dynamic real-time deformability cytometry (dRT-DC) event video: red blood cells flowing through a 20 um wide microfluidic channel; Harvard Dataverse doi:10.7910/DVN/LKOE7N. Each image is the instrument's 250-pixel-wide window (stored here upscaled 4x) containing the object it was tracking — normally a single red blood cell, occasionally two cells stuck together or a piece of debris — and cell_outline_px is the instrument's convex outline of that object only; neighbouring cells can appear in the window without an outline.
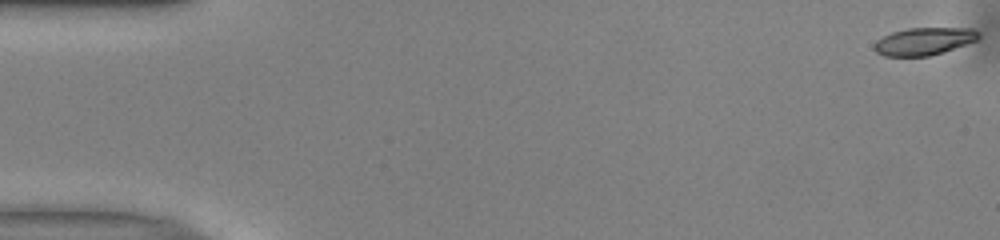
{"species": "common noctule bat (a hibernating species)", "species_latin": "Nyctalus noctula", "temperature_condition": "warm", "stored_images_in_passage": 42, "camera_frame_rate_fps": 3000, "um_per_image_px": 0.085, "animal": {"sex": "male", "body_mass_g": 13.0, "forearm_length_mm": 53.1}, "frame": {"image": 1, "passage_image": 1, "time_ms": 0.0, "image_size_px": [1000, 240], "cell_outline_px": [[980, 36], [976, 40], [944, 52], [928, 56], [884, 56], [876, 52], [872, 48], [876, 40], [892, 32], [908, 28], [972, 28], [980, 32]], "centroid_in_image_um": [78.52, 3.51], "position_along_channel_um": 6.5, "area_um2": 16.76}}
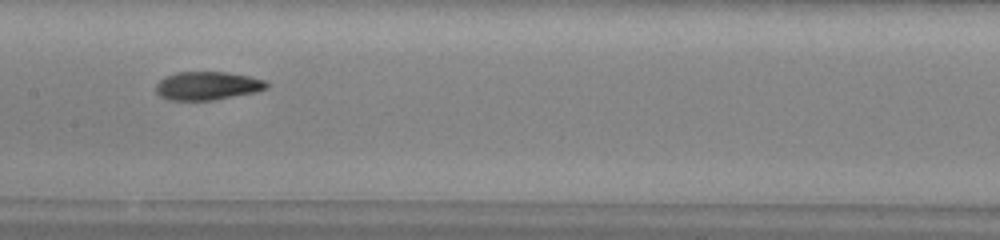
{"frame": {"image": 2, "passage_image": 26, "time_ms": 8.333, "image_size_px": [1000, 240], "cell_outline_px": [[268, 88], [256, 92], [212, 100], [168, 100], [160, 96], [156, 92], [156, 84], [164, 76], [176, 72], [224, 72], [248, 76], [264, 80], [268, 84]], "centroid_in_image_um": [17.6, 7.29], "position_along_channel_um": 189.8, "area_um2": 18.26}}
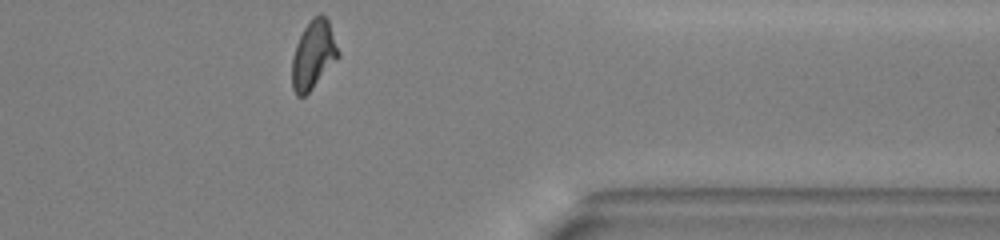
{"frame": {"image": 3, "passage_image": 42, "time_ms": 13.667, "image_size_px": [1000, 240], "cell_outline_px": [[340, 56], [312, 88], [304, 96], [296, 96], [292, 88], [292, 56], [296, 44], [304, 28], [312, 16], [320, 12], [328, 20], [340, 52]], "centroid_in_image_um": [26.63, 4.63], "position_along_channel_um": 384.8, "area_um2": 18.44}, "authors_computed_cell_mechanics": {"area_um2": 18.0336, "velocity_mm_per_s": 3.9796, "shape_relaxation_time_tau1_ms": 3.7461, "shape_relaxation_time_tau2_ms": 2.8265, "deformation_change_tau1": 0.1634, "deformation_change_tau2": 0.0946}}